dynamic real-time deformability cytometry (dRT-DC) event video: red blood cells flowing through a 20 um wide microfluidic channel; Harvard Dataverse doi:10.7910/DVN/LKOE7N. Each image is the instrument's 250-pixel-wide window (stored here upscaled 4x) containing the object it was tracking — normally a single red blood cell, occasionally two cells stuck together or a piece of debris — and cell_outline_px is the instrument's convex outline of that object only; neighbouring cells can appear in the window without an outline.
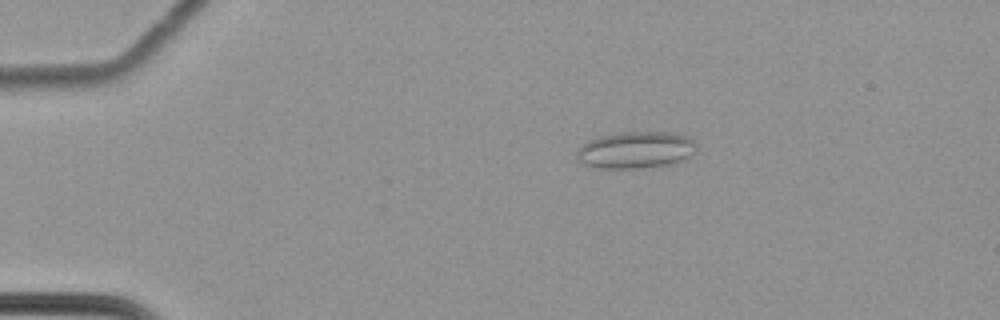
{"species": "common noctule bat (a hibernating species)", "species_latin": "Nyctalus noctula", "temperature_condition": "cold", "stored_images_in_passage": 61, "camera_frame_rate_fps": 3000, "um_per_image_px": 0.085, "animal": {"sex": "female", "body_mass_g": 22.7, "forearm_length_mm": 54.2}, "frame": {"image": 1, "passage_image": 13, "time_ms": 4.0, "image_size_px": [1000, 320], "cell_outline_px": [[696, 144], [692, 152], [688, 156], [680, 160], [668, 164], [640, 168], [596, 168], [584, 164], [576, 160], [576, 148], [588, 140], [600, 136], [616, 132], [672, 132], [688, 136]], "centroid_in_image_um": [53.94, 12.73], "position_along_channel_um": 31.1, "area_um2": 25.72}}
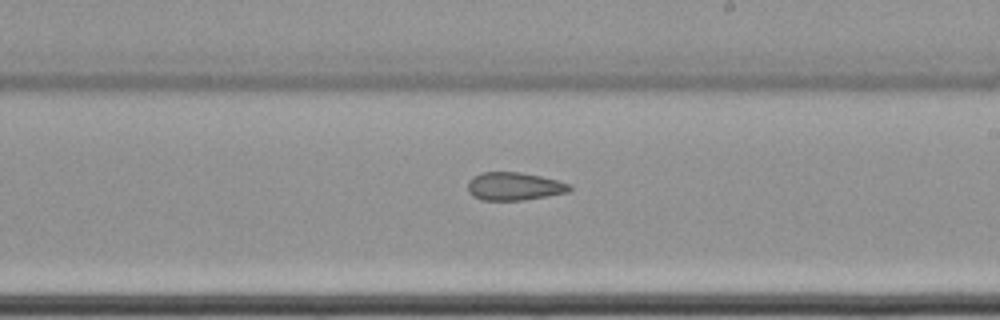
{"frame": {"image": 2, "passage_image": 37, "time_ms": 12.0, "image_size_px": [1000, 320], "cell_outline_px": [[572, 188], [568, 192], [548, 196], [524, 200], [480, 200], [472, 196], [468, 192], [468, 180], [472, 176], [480, 172], [520, 172], [560, 180], [572, 184]], "centroid_in_image_um": [43.71, 15.83], "position_along_channel_um": 245.3, "area_um2": 16.94}}
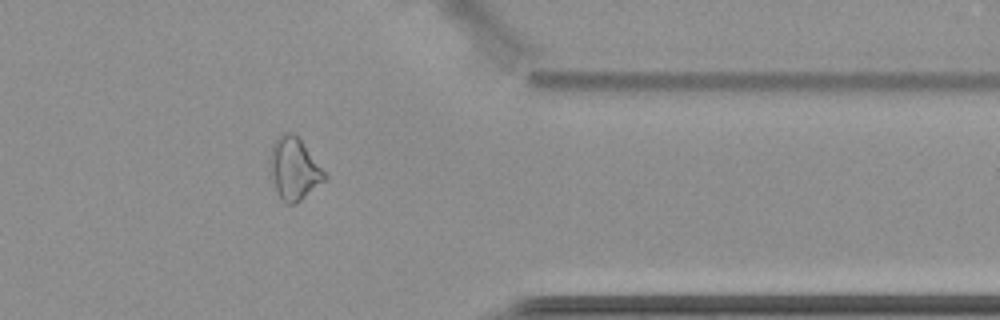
{"frame": {"image": 3, "passage_image": 50, "time_ms": 16.333, "image_size_px": [1000, 320], "cell_outline_px": [[328, 176], [324, 180], [296, 204], [288, 204], [280, 196], [276, 188], [268, 168], [268, 160], [272, 144], [284, 132], [292, 132], [300, 136]], "centroid_in_image_um": [24.99, 14.29], "position_along_channel_um": 386.4, "area_um2": 19.88}, "authors_computed_cell_mechanics": {"area_um2": 20.4612, "velocity_mm_per_s": 3.5131, "shape_relaxation_time_tau1_ms": null, "shape_relaxation_time_tau2_ms": 2.2726, "deformation_change_tau1": null, "deformation_change_tau2": 0.0771}}